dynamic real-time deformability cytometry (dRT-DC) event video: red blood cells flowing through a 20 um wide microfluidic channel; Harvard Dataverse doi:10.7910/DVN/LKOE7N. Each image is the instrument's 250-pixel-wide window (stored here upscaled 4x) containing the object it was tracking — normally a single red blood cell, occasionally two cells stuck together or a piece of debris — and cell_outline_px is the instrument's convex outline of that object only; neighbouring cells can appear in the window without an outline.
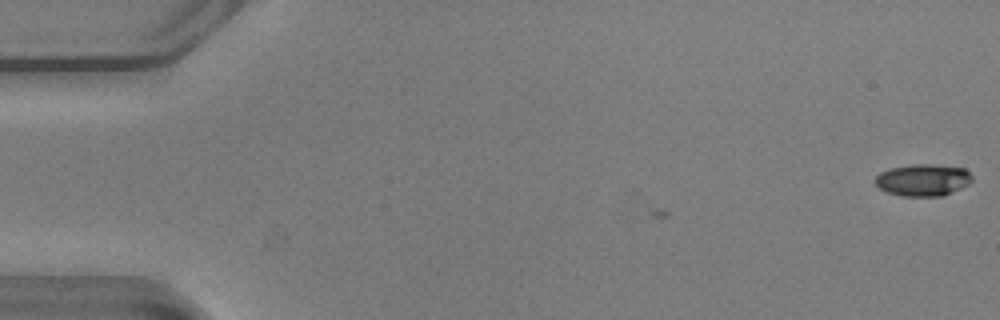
{"species": "common noctule bat (a hibernating species)", "species_latin": "Nyctalus noctula", "temperature_condition": "warm", "stored_images_in_passage": 2, "camera_frame_rate_fps": 3000, "um_per_image_px": 0.085, "animal": {"sex": "male", "body_mass_g": 20.5, "forearm_length_mm": 52.5}, "frame": {"image": 1, "passage_image": 2, "time_ms": 0.333, "image_size_px": [1000, 320], "cell_outline_px": [[972, 180], [968, 184], [944, 196], [900, 196], [888, 192], [880, 188], [872, 180], [880, 172], [888, 168], [912, 164], [932, 164], [964, 168], [972, 176]], "centroid_in_image_um": [78.42, 15.29], "position_along_channel_um": 6.6, "area_um2": 18.15}}